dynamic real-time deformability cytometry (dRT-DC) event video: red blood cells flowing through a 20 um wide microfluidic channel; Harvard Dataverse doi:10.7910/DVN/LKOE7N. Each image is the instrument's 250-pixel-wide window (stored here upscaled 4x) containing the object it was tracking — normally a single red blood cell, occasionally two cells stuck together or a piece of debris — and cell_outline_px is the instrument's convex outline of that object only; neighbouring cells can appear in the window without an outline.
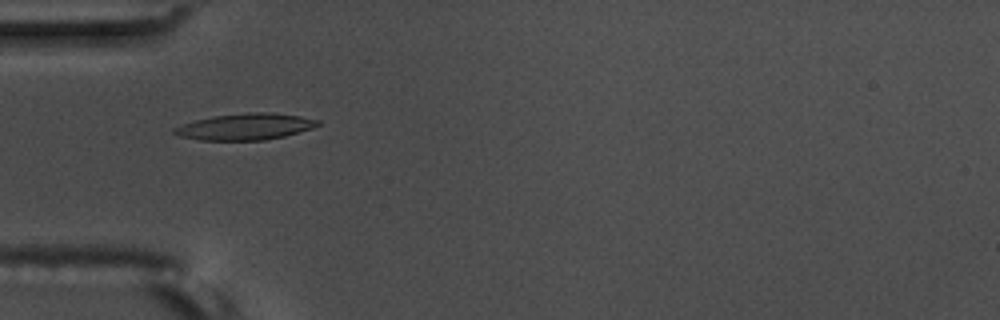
{"species": "common noctule bat (a hibernating species)", "species_latin": "Nyctalus noctula", "temperature_condition": "warm", "stored_images_in_passage": 46, "camera_frame_rate_fps": 3000, "um_per_image_px": 0.085, "animal": {"sex": "male", "body_mass_g": 17.5, "forearm_length_mm": 52.3}, "frame": {"image": 1, "passage_image": 7, "time_ms": 2.0, "image_size_px": [1000, 320], "cell_outline_px": [[320, 124], [312, 128], [284, 136], [264, 140], [200, 140], [180, 136], [172, 132], [172, 128], [196, 120], [212, 116], [248, 112], [268, 112], [300, 116], [320, 120]], "centroid_in_image_um": [20.85, 10.76], "position_along_channel_um": 64.2, "area_um2": 21.96}}
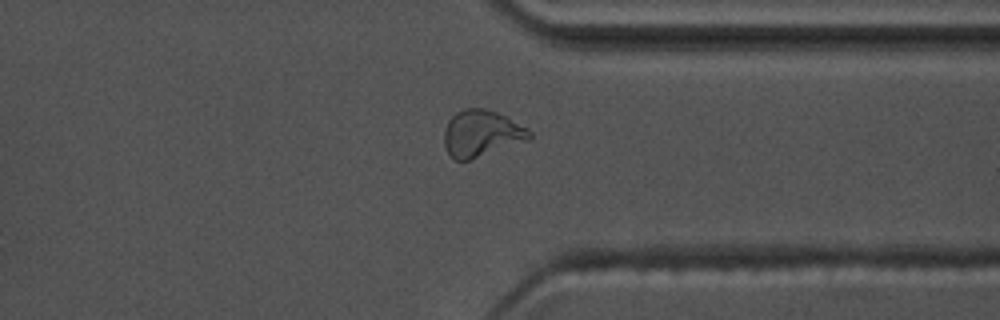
{"frame": {"image": 2, "passage_image": 33, "time_ms": 10.667, "image_size_px": [1000, 320], "cell_outline_px": [[532, 136], [528, 140], [468, 160], [456, 160], [448, 152], [444, 144], [444, 132], [448, 120], [456, 112], [464, 108], [484, 108], [508, 116], [528, 128], [532, 132]], "centroid_in_image_um": [40.94, 11.31], "position_along_channel_um": 370.5, "area_um2": 23.06}}
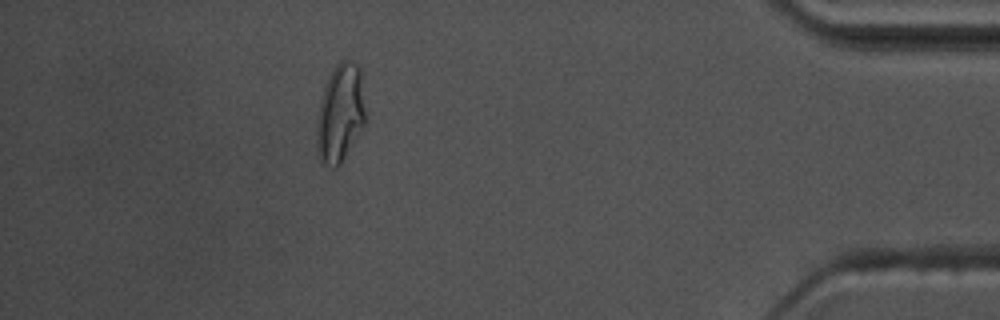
{"frame": {"image": 3, "passage_image": 40, "time_ms": 13.0, "image_size_px": [1000, 320], "cell_outline_px": [[364, 124], [340, 164], [336, 168], [332, 168], [320, 164], [316, 152], [316, 116], [320, 100], [324, 88], [336, 64], [340, 60], [344, 60], [356, 64], [360, 68], [364, 108]], "centroid_in_image_um": [28.86, 9.69], "position_along_channel_um": 406.3, "area_um2": 27.8}, "authors_computed_cell_mechanics": {"area_um2": 21.097, "velocity_mm_per_s": 3.5651, "shape_relaxation_time_tau1_ms": 6.0787, "shape_relaxation_time_tau2_ms": 2.175, "deformation_change_tau1": 0.2161, "deformation_change_tau2": 0.0918}}